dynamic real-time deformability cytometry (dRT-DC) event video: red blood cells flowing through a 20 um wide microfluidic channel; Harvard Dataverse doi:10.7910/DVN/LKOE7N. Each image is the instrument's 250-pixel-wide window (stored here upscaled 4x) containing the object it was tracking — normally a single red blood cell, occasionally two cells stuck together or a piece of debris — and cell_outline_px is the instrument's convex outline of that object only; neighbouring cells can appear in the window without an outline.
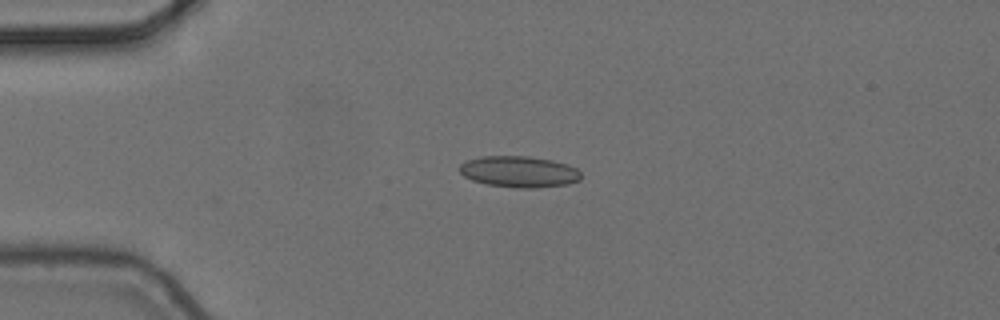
{"species": "common noctule bat (a hibernating species)", "species_latin": "Nyctalus noctula", "temperature_condition": "cold", "stored_images_in_passage": 3, "camera_frame_rate_fps": 3000, "um_per_image_px": 0.085, "animal": {"sex": "female", "body_mass_g": 24.6, "forearm_length_mm": 56.2}, "frame": {"image": 1, "passage_image": 1, "time_ms": 0.0, "image_size_px": [1000, 320], "cell_outline_px": [[580, 180], [568, 184], [532, 188], [516, 188], [488, 184], [472, 180], [464, 176], [460, 172], [460, 164], [468, 160], [480, 156], [528, 156], [552, 160], [568, 164], [576, 168], [580, 172]], "centroid_in_image_um": [44.13, 14.59], "position_along_channel_um": 40.9, "area_um2": 22.08}}
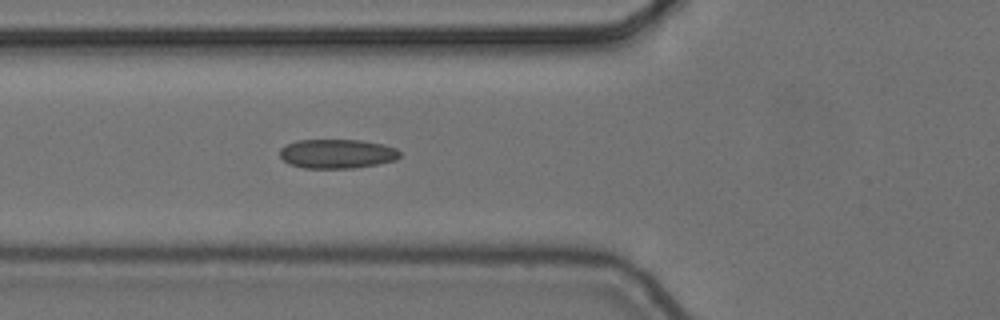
{"frame": {"image": 2, "passage_image": 3, "time_ms": 0.667, "image_size_px": [1000, 320], "cell_outline_px": [[400, 156], [396, 160], [376, 164], [352, 168], [304, 168], [288, 164], [280, 156], [280, 148], [284, 144], [296, 140], [360, 140], [384, 144], [396, 148], [400, 152]], "centroid_in_image_um": [28.62, 13.06], "position_along_channel_um": 97.2, "area_um2": 20.58}}